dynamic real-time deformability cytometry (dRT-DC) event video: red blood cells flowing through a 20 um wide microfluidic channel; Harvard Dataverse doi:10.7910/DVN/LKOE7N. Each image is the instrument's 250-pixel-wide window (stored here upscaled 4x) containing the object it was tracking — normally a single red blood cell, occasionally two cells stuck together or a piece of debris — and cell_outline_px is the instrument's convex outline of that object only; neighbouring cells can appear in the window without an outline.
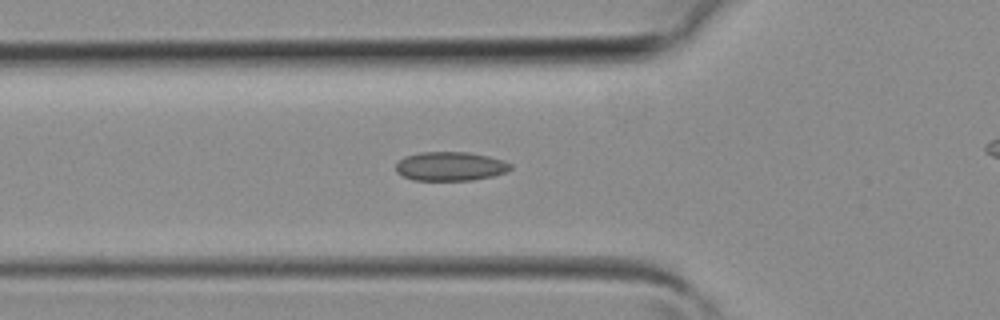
{"species": "common noctule bat (a hibernating species)", "species_latin": "Nyctalus noctula", "temperature_condition": "room temperature", "stored_images_in_passage": 34, "camera_frame_rate_fps": 3000, "um_per_image_px": 0.085, "animal": {"sex": "female", "body_mass_g": 19.3, "forearm_length_mm": 54.1}, "frame": {"image": 1, "passage_image": 13, "time_ms": 4.0, "image_size_px": [1000, 320], "cell_outline_px": [[512, 168], [504, 172], [492, 176], [472, 180], [412, 180], [396, 172], [396, 164], [404, 156], [420, 152], [468, 152], [488, 156], [504, 160], [512, 164]], "centroid_in_image_um": [38.27, 14.13], "position_along_channel_um": 87.5, "area_um2": 19.36}}
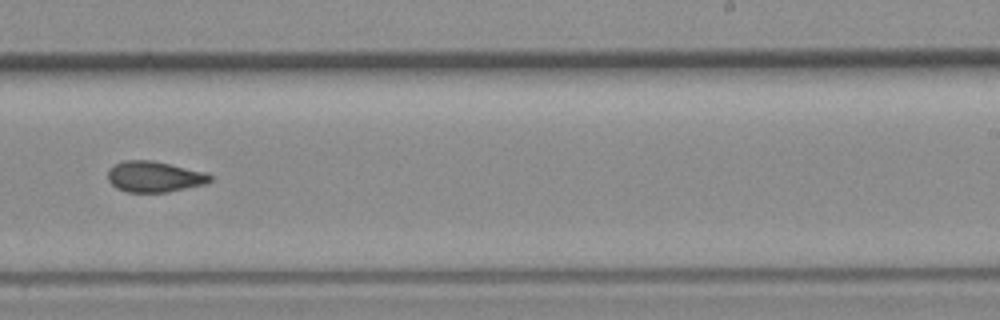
{"frame": {"image": 2, "passage_image": 24, "time_ms": 7.667, "image_size_px": [1000, 320], "cell_outline_px": [[212, 180], [208, 184], [168, 192], [128, 192], [116, 188], [108, 180], [108, 168], [112, 164], [124, 160], [152, 160], [204, 172], [212, 176]], "centroid_in_image_um": [13.11, 15.02], "position_along_channel_um": 275.9, "area_um2": 18.55}}
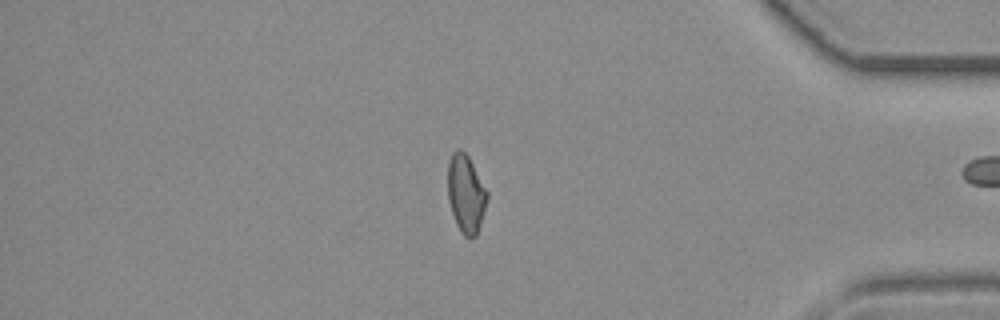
{"frame": {"image": 3, "passage_image": 33, "time_ms": 10.667, "image_size_px": [1000, 320], "cell_outline_px": [[488, 196], [480, 224], [476, 236], [464, 236], [460, 232], [456, 224], [448, 200], [448, 164], [452, 152], [456, 148], [460, 148], [468, 156], [488, 192]], "centroid_in_image_um": [39.59, 16.44], "position_along_channel_um": 395.6, "area_um2": 17.74}}